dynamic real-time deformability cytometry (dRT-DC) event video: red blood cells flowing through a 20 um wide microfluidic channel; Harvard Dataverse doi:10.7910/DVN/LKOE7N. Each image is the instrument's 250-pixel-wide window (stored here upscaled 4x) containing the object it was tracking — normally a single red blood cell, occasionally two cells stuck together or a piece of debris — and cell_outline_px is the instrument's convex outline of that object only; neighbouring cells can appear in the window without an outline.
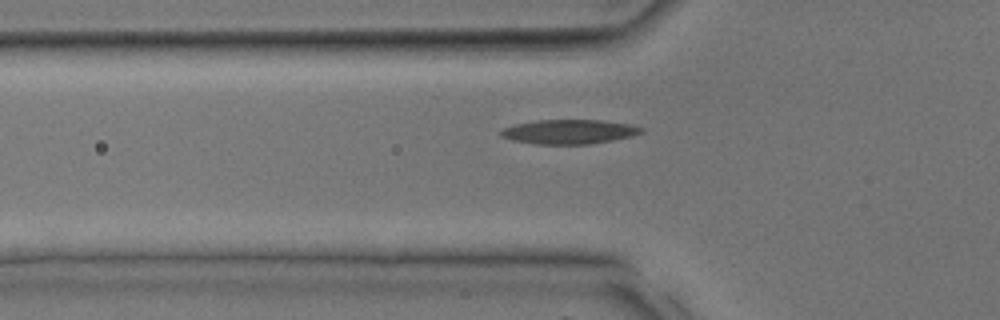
{"species": "common noctule bat (a hibernating species)", "species_latin": "Nyctalus noctula", "temperature_condition": "room temperature", "stored_images_in_passage": 9, "camera_frame_rate_fps": 3000, "um_per_image_px": 0.085, "animal": {"sex": "male", "body_mass_g": 17.9, "forearm_length_mm": 54.2}, "frame": {"image": 1, "passage_image": 6, "time_ms": 1.667, "image_size_px": [1000, 320], "cell_outline_px": [[644, 132], [632, 136], [612, 140], [588, 144], [536, 144], [512, 140], [500, 136], [500, 132], [504, 128], [516, 124], [536, 120], [604, 120], [632, 124], [644, 128]], "centroid_in_image_um": [48.41, 11.19], "position_along_channel_um": 77.4, "area_um2": 20.0}}
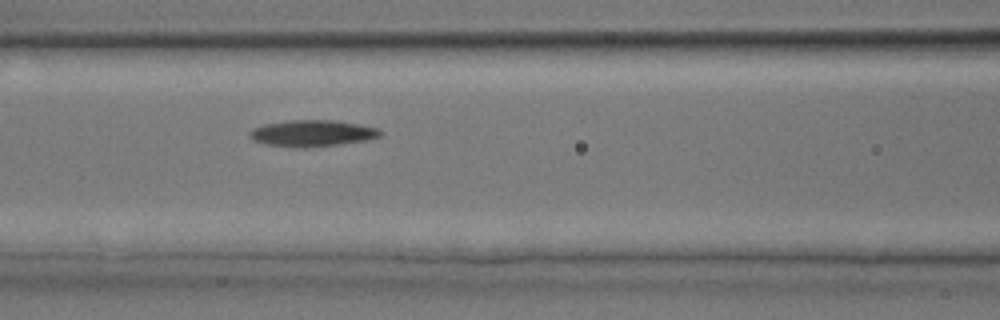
{"frame": {"image": 2, "passage_image": 9, "time_ms": 2.667, "image_size_px": [1000, 320], "cell_outline_px": [[384, 132], [380, 136], [368, 140], [340, 144], [304, 148], [296, 148], [264, 144], [252, 140], [248, 136], [248, 132], [252, 128], [264, 124], [292, 120], [332, 120], [360, 124], [376, 128]], "centroid_in_image_um": [26.51, 11.33], "position_along_channel_um": 140.1, "area_um2": 20.35}}